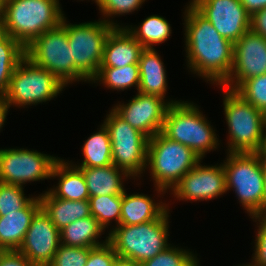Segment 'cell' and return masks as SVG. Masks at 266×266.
<instances>
[{"mask_svg":"<svg viewBox=\"0 0 266 266\" xmlns=\"http://www.w3.org/2000/svg\"><path fill=\"white\" fill-rule=\"evenodd\" d=\"M60 245V231L41 208L33 217L18 251L37 266H48Z\"/></svg>","mask_w":266,"mask_h":266,"instance_id":"obj_16","label":"cell"},{"mask_svg":"<svg viewBox=\"0 0 266 266\" xmlns=\"http://www.w3.org/2000/svg\"><path fill=\"white\" fill-rule=\"evenodd\" d=\"M65 21L63 17L61 24L67 31L75 68L87 80H94L100 70L107 37L119 25L108 20L78 25L67 24Z\"/></svg>","mask_w":266,"mask_h":266,"instance_id":"obj_8","label":"cell"},{"mask_svg":"<svg viewBox=\"0 0 266 266\" xmlns=\"http://www.w3.org/2000/svg\"><path fill=\"white\" fill-rule=\"evenodd\" d=\"M145 0H96L97 5L105 16L124 14L139 8Z\"/></svg>","mask_w":266,"mask_h":266,"instance_id":"obj_35","label":"cell"},{"mask_svg":"<svg viewBox=\"0 0 266 266\" xmlns=\"http://www.w3.org/2000/svg\"><path fill=\"white\" fill-rule=\"evenodd\" d=\"M250 29L266 38V8L251 16Z\"/></svg>","mask_w":266,"mask_h":266,"instance_id":"obj_39","label":"cell"},{"mask_svg":"<svg viewBox=\"0 0 266 266\" xmlns=\"http://www.w3.org/2000/svg\"><path fill=\"white\" fill-rule=\"evenodd\" d=\"M26 57L47 69L63 84L73 80H87L76 68L65 27L60 24L36 37L25 47Z\"/></svg>","mask_w":266,"mask_h":266,"instance_id":"obj_9","label":"cell"},{"mask_svg":"<svg viewBox=\"0 0 266 266\" xmlns=\"http://www.w3.org/2000/svg\"><path fill=\"white\" fill-rule=\"evenodd\" d=\"M41 209L39 197L33 198L23 209L0 216V251L18 250L35 214Z\"/></svg>","mask_w":266,"mask_h":266,"instance_id":"obj_18","label":"cell"},{"mask_svg":"<svg viewBox=\"0 0 266 266\" xmlns=\"http://www.w3.org/2000/svg\"><path fill=\"white\" fill-rule=\"evenodd\" d=\"M9 104L7 103L6 99L4 96H0V128L5 122V118L7 115V111L9 108Z\"/></svg>","mask_w":266,"mask_h":266,"instance_id":"obj_42","label":"cell"},{"mask_svg":"<svg viewBox=\"0 0 266 266\" xmlns=\"http://www.w3.org/2000/svg\"><path fill=\"white\" fill-rule=\"evenodd\" d=\"M199 161L189 147L169 139L162 132L148 140L147 162L160 192L170 187L173 189Z\"/></svg>","mask_w":266,"mask_h":266,"instance_id":"obj_5","label":"cell"},{"mask_svg":"<svg viewBox=\"0 0 266 266\" xmlns=\"http://www.w3.org/2000/svg\"><path fill=\"white\" fill-rule=\"evenodd\" d=\"M140 266H198V264L191 253L168 246L152 259L141 263Z\"/></svg>","mask_w":266,"mask_h":266,"instance_id":"obj_33","label":"cell"},{"mask_svg":"<svg viewBox=\"0 0 266 266\" xmlns=\"http://www.w3.org/2000/svg\"><path fill=\"white\" fill-rule=\"evenodd\" d=\"M140 83L138 92L164 98L166 73L163 63L154 48H143L139 57Z\"/></svg>","mask_w":266,"mask_h":266,"instance_id":"obj_20","label":"cell"},{"mask_svg":"<svg viewBox=\"0 0 266 266\" xmlns=\"http://www.w3.org/2000/svg\"><path fill=\"white\" fill-rule=\"evenodd\" d=\"M225 118L228 123L230 153H260L264 144L266 115L235 91L225 89Z\"/></svg>","mask_w":266,"mask_h":266,"instance_id":"obj_4","label":"cell"},{"mask_svg":"<svg viewBox=\"0 0 266 266\" xmlns=\"http://www.w3.org/2000/svg\"><path fill=\"white\" fill-rule=\"evenodd\" d=\"M162 133L189 147L200 159L217 146V136L198 108L191 103L171 104L166 112Z\"/></svg>","mask_w":266,"mask_h":266,"instance_id":"obj_6","label":"cell"},{"mask_svg":"<svg viewBox=\"0 0 266 266\" xmlns=\"http://www.w3.org/2000/svg\"><path fill=\"white\" fill-rule=\"evenodd\" d=\"M95 80L103 81L107 87L116 90H124L133 85L139 87V66L138 64H131L122 68L100 67V70L93 81Z\"/></svg>","mask_w":266,"mask_h":266,"instance_id":"obj_29","label":"cell"},{"mask_svg":"<svg viewBox=\"0 0 266 266\" xmlns=\"http://www.w3.org/2000/svg\"><path fill=\"white\" fill-rule=\"evenodd\" d=\"M58 159L27 149L0 150V182L22 186L27 181L50 178Z\"/></svg>","mask_w":266,"mask_h":266,"instance_id":"obj_12","label":"cell"},{"mask_svg":"<svg viewBox=\"0 0 266 266\" xmlns=\"http://www.w3.org/2000/svg\"><path fill=\"white\" fill-rule=\"evenodd\" d=\"M190 4L233 43L250 30L251 16L240 0H193Z\"/></svg>","mask_w":266,"mask_h":266,"instance_id":"obj_14","label":"cell"},{"mask_svg":"<svg viewBox=\"0 0 266 266\" xmlns=\"http://www.w3.org/2000/svg\"><path fill=\"white\" fill-rule=\"evenodd\" d=\"M59 176V185L49 193L59 199L80 201L89 200V192L82 171L77 167L71 168L58 159L53 166L51 177Z\"/></svg>","mask_w":266,"mask_h":266,"instance_id":"obj_22","label":"cell"},{"mask_svg":"<svg viewBox=\"0 0 266 266\" xmlns=\"http://www.w3.org/2000/svg\"><path fill=\"white\" fill-rule=\"evenodd\" d=\"M63 15L58 0H1L0 29L26 47L58 27Z\"/></svg>","mask_w":266,"mask_h":266,"instance_id":"obj_2","label":"cell"},{"mask_svg":"<svg viewBox=\"0 0 266 266\" xmlns=\"http://www.w3.org/2000/svg\"><path fill=\"white\" fill-rule=\"evenodd\" d=\"M235 92L266 115V74L245 80Z\"/></svg>","mask_w":266,"mask_h":266,"instance_id":"obj_31","label":"cell"},{"mask_svg":"<svg viewBox=\"0 0 266 266\" xmlns=\"http://www.w3.org/2000/svg\"><path fill=\"white\" fill-rule=\"evenodd\" d=\"M112 266H140V263L130 259L117 257Z\"/></svg>","mask_w":266,"mask_h":266,"instance_id":"obj_43","label":"cell"},{"mask_svg":"<svg viewBox=\"0 0 266 266\" xmlns=\"http://www.w3.org/2000/svg\"><path fill=\"white\" fill-rule=\"evenodd\" d=\"M25 56V47L0 29V96L6 94L14 69Z\"/></svg>","mask_w":266,"mask_h":266,"instance_id":"obj_26","label":"cell"},{"mask_svg":"<svg viewBox=\"0 0 266 266\" xmlns=\"http://www.w3.org/2000/svg\"><path fill=\"white\" fill-rule=\"evenodd\" d=\"M91 249L60 244L48 266H85Z\"/></svg>","mask_w":266,"mask_h":266,"instance_id":"obj_34","label":"cell"},{"mask_svg":"<svg viewBox=\"0 0 266 266\" xmlns=\"http://www.w3.org/2000/svg\"><path fill=\"white\" fill-rule=\"evenodd\" d=\"M148 196L122 194L120 225H137L158 219L167 209Z\"/></svg>","mask_w":266,"mask_h":266,"instance_id":"obj_23","label":"cell"},{"mask_svg":"<svg viewBox=\"0 0 266 266\" xmlns=\"http://www.w3.org/2000/svg\"><path fill=\"white\" fill-rule=\"evenodd\" d=\"M103 230L104 228L91 215L74 221L61 229L60 244L85 248L98 247L108 242V239L102 244L96 241Z\"/></svg>","mask_w":266,"mask_h":266,"instance_id":"obj_25","label":"cell"},{"mask_svg":"<svg viewBox=\"0 0 266 266\" xmlns=\"http://www.w3.org/2000/svg\"><path fill=\"white\" fill-rule=\"evenodd\" d=\"M167 210L156 220L137 225H119L108 236L118 257L143 263L164 251L168 236Z\"/></svg>","mask_w":266,"mask_h":266,"instance_id":"obj_3","label":"cell"},{"mask_svg":"<svg viewBox=\"0 0 266 266\" xmlns=\"http://www.w3.org/2000/svg\"><path fill=\"white\" fill-rule=\"evenodd\" d=\"M264 74H266V38L250 29L234 43L231 74L222 86L235 91L245 80Z\"/></svg>","mask_w":266,"mask_h":266,"instance_id":"obj_13","label":"cell"},{"mask_svg":"<svg viewBox=\"0 0 266 266\" xmlns=\"http://www.w3.org/2000/svg\"><path fill=\"white\" fill-rule=\"evenodd\" d=\"M89 203L91 215L103 228L114 218L120 225L122 195L89 197Z\"/></svg>","mask_w":266,"mask_h":266,"instance_id":"obj_30","label":"cell"},{"mask_svg":"<svg viewBox=\"0 0 266 266\" xmlns=\"http://www.w3.org/2000/svg\"><path fill=\"white\" fill-rule=\"evenodd\" d=\"M0 18H1V0H0Z\"/></svg>","mask_w":266,"mask_h":266,"instance_id":"obj_45","label":"cell"},{"mask_svg":"<svg viewBox=\"0 0 266 266\" xmlns=\"http://www.w3.org/2000/svg\"><path fill=\"white\" fill-rule=\"evenodd\" d=\"M99 132L91 135L84 143V161L78 167H104L113 164L112 146L108 129L103 124Z\"/></svg>","mask_w":266,"mask_h":266,"instance_id":"obj_27","label":"cell"},{"mask_svg":"<svg viewBox=\"0 0 266 266\" xmlns=\"http://www.w3.org/2000/svg\"><path fill=\"white\" fill-rule=\"evenodd\" d=\"M200 162L174 186L179 199L209 200L226 192L225 171L222 166H202Z\"/></svg>","mask_w":266,"mask_h":266,"instance_id":"obj_17","label":"cell"},{"mask_svg":"<svg viewBox=\"0 0 266 266\" xmlns=\"http://www.w3.org/2000/svg\"><path fill=\"white\" fill-rule=\"evenodd\" d=\"M185 16L187 58L201 76L223 84L231 74L234 43L221 36L191 4Z\"/></svg>","mask_w":266,"mask_h":266,"instance_id":"obj_1","label":"cell"},{"mask_svg":"<svg viewBox=\"0 0 266 266\" xmlns=\"http://www.w3.org/2000/svg\"><path fill=\"white\" fill-rule=\"evenodd\" d=\"M85 178L89 197L104 195H122L125 190L122 187L120 172L122 169L114 164L104 167H78Z\"/></svg>","mask_w":266,"mask_h":266,"instance_id":"obj_24","label":"cell"},{"mask_svg":"<svg viewBox=\"0 0 266 266\" xmlns=\"http://www.w3.org/2000/svg\"><path fill=\"white\" fill-rule=\"evenodd\" d=\"M240 2L250 16L266 8V0H240Z\"/></svg>","mask_w":266,"mask_h":266,"instance_id":"obj_40","label":"cell"},{"mask_svg":"<svg viewBox=\"0 0 266 266\" xmlns=\"http://www.w3.org/2000/svg\"><path fill=\"white\" fill-rule=\"evenodd\" d=\"M143 46L125 28L115 27L107 37L100 67L138 64Z\"/></svg>","mask_w":266,"mask_h":266,"instance_id":"obj_19","label":"cell"},{"mask_svg":"<svg viewBox=\"0 0 266 266\" xmlns=\"http://www.w3.org/2000/svg\"><path fill=\"white\" fill-rule=\"evenodd\" d=\"M126 29L143 48H152L154 43L166 41L171 34V27L167 20L156 15L146 18L138 28L139 30Z\"/></svg>","mask_w":266,"mask_h":266,"instance_id":"obj_28","label":"cell"},{"mask_svg":"<svg viewBox=\"0 0 266 266\" xmlns=\"http://www.w3.org/2000/svg\"><path fill=\"white\" fill-rule=\"evenodd\" d=\"M117 257L113 246L107 242L90 250L85 266H112Z\"/></svg>","mask_w":266,"mask_h":266,"instance_id":"obj_36","label":"cell"},{"mask_svg":"<svg viewBox=\"0 0 266 266\" xmlns=\"http://www.w3.org/2000/svg\"><path fill=\"white\" fill-rule=\"evenodd\" d=\"M104 125L108 129L111 146L112 162L122 169L125 177L138 176L147 162V147L149 138L130 126L114 110L105 119Z\"/></svg>","mask_w":266,"mask_h":266,"instance_id":"obj_11","label":"cell"},{"mask_svg":"<svg viewBox=\"0 0 266 266\" xmlns=\"http://www.w3.org/2000/svg\"><path fill=\"white\" fill-rule=\"evenodd\" d=\"M64 86L54 74L25 56L14 69L4 97L9 106L37 104L51 100Z\"/></svg>","mask_w":266,"mask_h":266,"instance_id":"obj_10","label":"cell"},{"mask_svg":"<svg viewBox=\"0 0 266 266\" xmlns=\"http://www.w3.org/2000/svg\"><path fill=\"white\" fill-rule=\"evenodd\" d=\"M226 190L234 188L240 203L253 217L263 215L264 182L261 153H230L223 164Z\"/></svg>","mask_w":266,"mask_h":266,"instance_id":"obj_7","label":"cell"},{"mask_svg":"<svg viewBox=\"0 0 266 266\" xmlns=\"http://www.w3.org/2000/svg\"><path fill=\"white\" fill-rule=\"evenodd\" d=\"M261 218V219H260ZM260 220L259 231L256 237L255 256L253 266H266V216L258 217Z\"/></svg>","mask_w":266,"mask_h":266,"instance_id":"obj_37","label":"cell"},{"mask_svg":"<svg viewBox=\"0 0 266 266\" xmlns=\"http://www.w3.org/2000/svg\"><path fill=\"white\" fill-rule=\"evenodd\" d=\"M33 198H25L23 187L0 182V216L23 209Z\"/></svg>","mask_w":266,"mask_h":266,"instance_id":"obj_32","label":"cell"},{"mask_svg":"<svg viewBox=\"0 0 266 266\" xmlns=\"http://www.w3.org/2000/svg\"><path fill=\"white\" fill-rule=\"evenodd\" d=\"M265 130H266V121H265ZM260 153L263 155H266V135H264V144H263V148Z\"/></svg>","mask_w":266,"mask_h":266,"instance_id":"obj_44","label":"cell"},{"mask_svg":"<svg viewBox=\"0 0 266 266\" xmlns=\"http://www.w3.org/2000/svg\"><path fill=\"white\" fill-rule=\"evenodd\" d=\"M0 266H37L30 262L18 250L0 251Z\"/></svg>","mask_w":266,"mask_h":266,"instance_id":"obj_38","label":"cell"},{"mask_svg":"<svg viewBox=\"0 0 266 266\" xmlns=\"http://www.w3.org/2000/svg\"><path fill=\"white\" fill-rule=\"evenodd\" d=\"M177 102L165 103L161 97L139 92L127 105L115 106L113 110L150 139L162 132L166 112L171 104Z\"/></svg>","mask_w":266,"mask_h":266,"instance_id":"obj_15","label":"cell"},{"mask_svg":"<svg viewBox=\"0 0 266 266\" xmlns=\"http://www.w3.org/2000/svg\"><path fill=\"white\" fill-rule=\"evenodd\" d=\"M262 172L264 182V193H263V216H266V155L262 154Z\"/></svg>","mask_w":266,"mask_h":266,"instance_id":"obj_41","label":"cell"},{"mask_svg":"<svg viewBox=\"0 0 266 266\" xmlns=\"http://www.w3.org/2000/svg\"><path fill=\"white\" fill-rule=\"evenodd\" d=\"M40 198L41 208L60 231L70 223L91 216L89 200L59 199L46 192Z\"/></svg>","mask_w":266,"mask_h":266,"instance_id":"obj_21","label":"cell"}]
</instances>
